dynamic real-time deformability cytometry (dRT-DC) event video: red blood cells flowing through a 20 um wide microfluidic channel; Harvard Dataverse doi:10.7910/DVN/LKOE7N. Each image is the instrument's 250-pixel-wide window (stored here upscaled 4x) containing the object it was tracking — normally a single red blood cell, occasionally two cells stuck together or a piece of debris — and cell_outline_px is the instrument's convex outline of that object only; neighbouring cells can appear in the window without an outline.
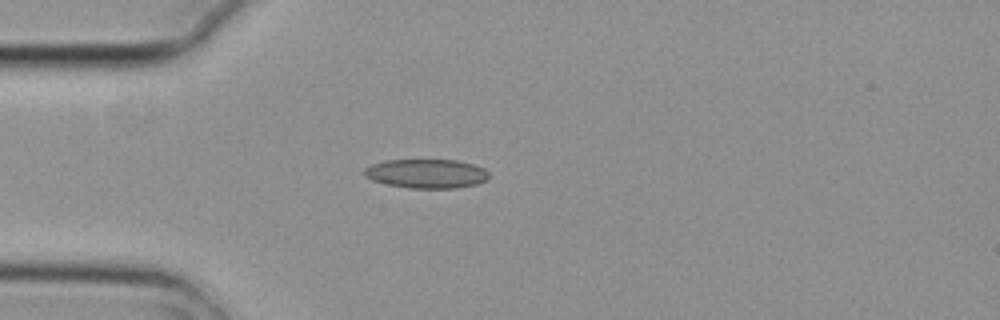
{"species": "common noctule bat (a hibernating species)", "species_latin": "Nyctalus noctula", "temperature_condition": "cold", "stored_images_in_passage": 1, "camera_frame_rate_fps": 3000, "um_per_image_px": 0.085, "animal": {"sex": "female", "body_mass_g": 29.2, "forearm_length_mm": 56.3}, "frame": {"image": 1, "passage_image": 1, "time_ms": 0.0, "image_size_px": [1000, 320], "cell_outline_px": [[488, 180], [476, 184], [456, 188], [408, 188], [388, 184], [372, 180], [364, 176], [364, 168], [372, 164], [384, 160], [456, 160], [472, 164], [484, 168], [488, 172]], "centroid_in_image_um": [36.24, 14.76], "position_along_channel_um": 48.8, "area_um2": 21.15}}